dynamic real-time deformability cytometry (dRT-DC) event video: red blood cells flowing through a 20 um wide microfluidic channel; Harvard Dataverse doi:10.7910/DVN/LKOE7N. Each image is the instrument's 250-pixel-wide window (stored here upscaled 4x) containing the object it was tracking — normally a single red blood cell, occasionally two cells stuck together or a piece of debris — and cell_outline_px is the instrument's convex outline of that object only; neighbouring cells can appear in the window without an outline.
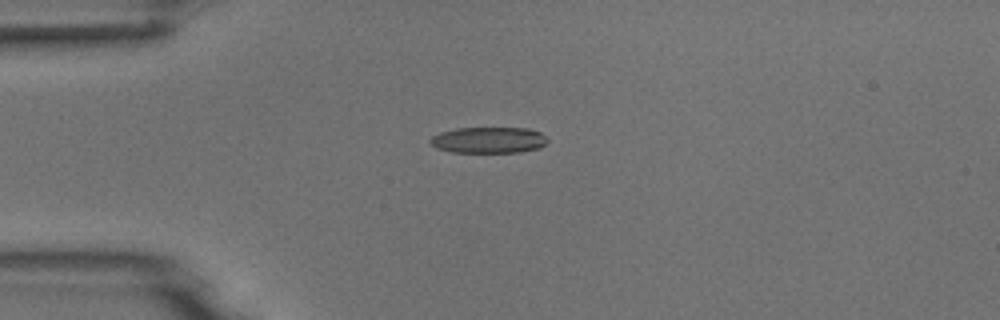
{"species": "common noctule bat (a hibernating species)", "species_latin": "Nyctalus noctula", "temperature_condition": "room temperature", "stored_images_in_passage": 3, "camera_frame_rate_fps": 3000, "um_per_image_px": 0.085, "animal": {"sex": "male", "body_mass_g": 18.8}, "frame": {"image": 1, "passage_image": 1, "time_ms": 0.0, "image_size_px": [1000, 320], "cell_outline_px": [[548, 140], [540, 148], [520, 152], [452, 152], [436, 148], [428, 140], [432, 136], [440, 132], [456, 128], [528, 128], [540, 132]], "centroid_in_image_um": [41.52, 11.9], "position_along_channel_um": 43.5, "area_um2": 17.86}}
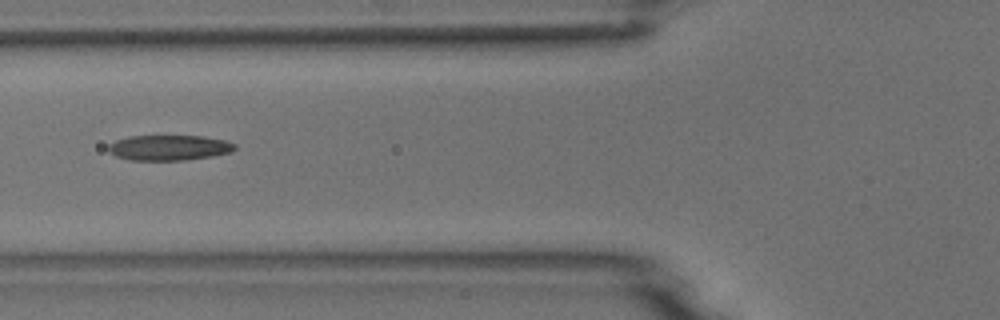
{"frame": {"image": 2, "passage_image": 3, "time_ms": 0.667, "image_size_px": [1000, 320], "cell_outline_px": [[236, 148], [232, 152], [212, 156], [188, 160], [128, 160], [116, 156], [108, 152], [108, 144], [116, 140], [128, 136], [204, 136], [224, 140], [236, 144]], "centroid_in_image_um": [14.36, 12.55], "position_along_channel_um": 111.4, "area_um2": 18.84}}